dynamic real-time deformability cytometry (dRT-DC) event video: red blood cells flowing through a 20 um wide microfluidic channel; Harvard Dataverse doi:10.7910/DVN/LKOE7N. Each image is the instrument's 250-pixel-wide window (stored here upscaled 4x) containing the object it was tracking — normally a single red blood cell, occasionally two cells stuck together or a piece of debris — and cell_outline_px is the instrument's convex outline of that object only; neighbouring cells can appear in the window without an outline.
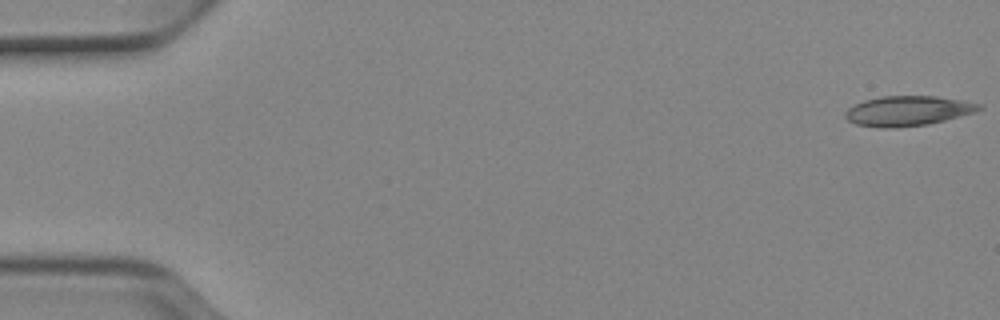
{"species": "Egyptian fruit bat (a non-hibernating species)", "species_latin": "Rousettus aegyptiacus", "temperature_condition": "cold", "stored_images_in_passage": 52, "camera_frame_rate_fps": 3000, "um_per_image_px": 0.085, "animal": {"sex": "female"}, "frame": {"image": 1, "passage_image": 1, "time_ms": 0.0, "image_size_px": [1000, 320], "cell_outline_px": [[984, 108], [976, 112], [928, 124], [896, 128], [880, 128], [856, 124], [848, 120], [844, 116], [844, 112], [848, 108], [864, 100], [884, 96], [936, 96], [984, 104]], "centroid_in_image_um": [77.18, 9.43], "position_along_channel_um": 7.8, "area_um2": 23.41}}
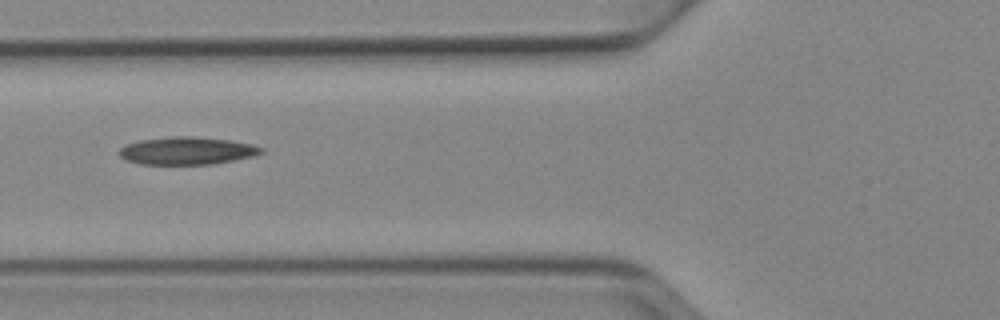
{"frame": {"image": 2, "passage_image": 20, "time_ms": 6.333, "image_size_px": [1000, 320], "cell_outline_px": [[264, 152], [256, 156], [212, 164], [140, 164], [124, 160], [116, 152], [124, 144], [140, 140], [176, 136], [192, 136], [228, 140], [252, 144], [264, 148]], "centroid_in_image_um": [15.87, 12.82], "position_along_channel_um": 109.9, "area_um2": 23.06}}
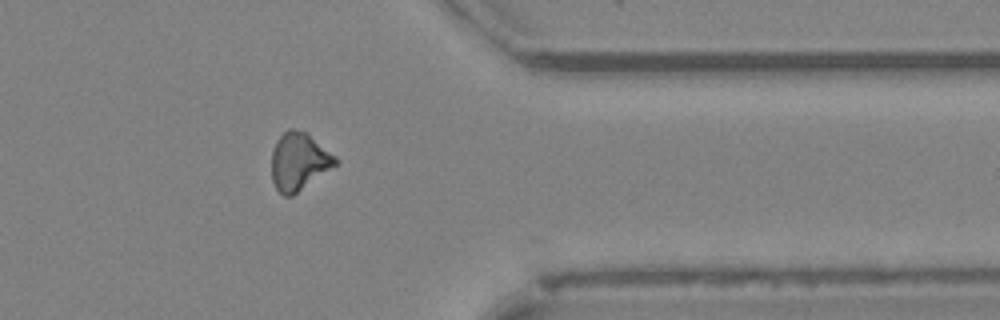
{"frame": {"image": 3, "passage_image": 42, "time_ms": 13.667, "image_size_px": [1000, 320], "cell_outline_px": [[336, 164], [292, 196], [284, 196], [276, 188], [272, 180], [272, 152], [276, 140], [288, 128], [292, 128], [304, 132], [336, 156]], "centroid_in_image_um": [25.36, 13.73], "position_along_channel_um": 386.0, "area_um2": 20.87}}